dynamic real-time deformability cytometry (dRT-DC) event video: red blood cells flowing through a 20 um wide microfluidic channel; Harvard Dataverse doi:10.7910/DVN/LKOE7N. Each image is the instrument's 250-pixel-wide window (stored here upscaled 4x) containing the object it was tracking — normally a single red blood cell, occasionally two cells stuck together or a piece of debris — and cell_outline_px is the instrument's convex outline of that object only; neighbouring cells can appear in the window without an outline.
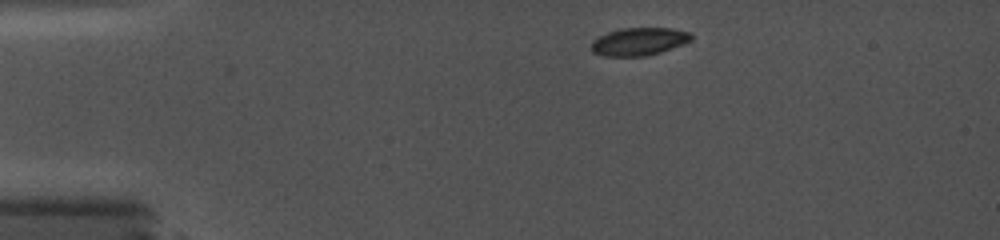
{"species": "common noctule bat (a hibernating species)", "species_latin": "Nyctalus noctula", "temperature_condition": "cold", "stored_images_in_passage": 63, "camera_frame_rate_fps": 5000, "um_per_image_px": 0.085, "animal": {"sex": "female", "body_mass_g": 19.0, "forearm_length_mm": 56.7}, "frame": {"image": 1, "passage_image": 1, "time_ms": 0.0, "image_size_px": [1000, 240], "cell_outline_px": [[692, 40], [684, 44], [648, 56], [604, 56], [592, 52], [592, 40], [608, 32], [620, 28], [672, 28], [692, 32]], "centroid_in_image_um": [54.34, 3.52], "position_along_channel_um": 30.7, "area_um2": 16.3}}
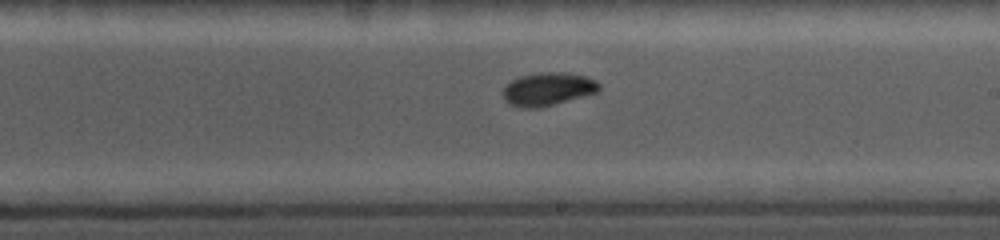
{"frame": {"image": 2, "passage_image": 37, "time_ms": 7.2, "image_size_px": [1000, 240], "cell_outline_px": [[600, 92], [540, 108], [520, 108], [508, 104], [504, 100], [504, 88], [512, 80], [520, 76], [540, 72], [564, 72], [584, 76], [596, 80], [600, 84]], "centroid_in_image_um": [46.59, 7.58], "position_along_channel_um": 242.4, "area_um2": 18.73}}
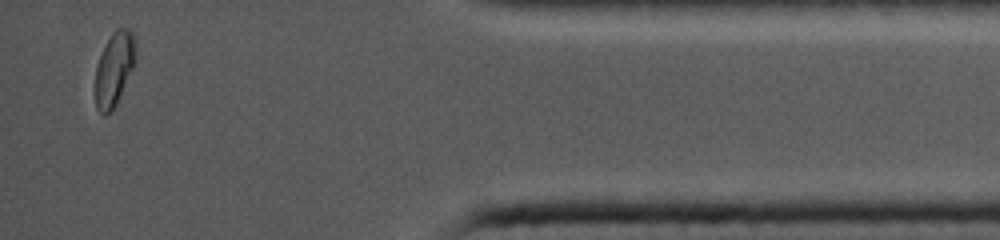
{"frame": {"image": 3, "passage_image": 61, "time_ms": 12.8, "image_size_px": [1000, 240], "cell_outline_px": [[136, 60], [116, 104], [104, 116], [96, 108], [96, 68], [100, 56], [112, 32], [116, 28], [128, 28], [132, 32], [136, 56]], "centroid_in_image_um": [9.71, 5.84], "position_along_channel_um": 425.5, "area_um2": 16.82}}